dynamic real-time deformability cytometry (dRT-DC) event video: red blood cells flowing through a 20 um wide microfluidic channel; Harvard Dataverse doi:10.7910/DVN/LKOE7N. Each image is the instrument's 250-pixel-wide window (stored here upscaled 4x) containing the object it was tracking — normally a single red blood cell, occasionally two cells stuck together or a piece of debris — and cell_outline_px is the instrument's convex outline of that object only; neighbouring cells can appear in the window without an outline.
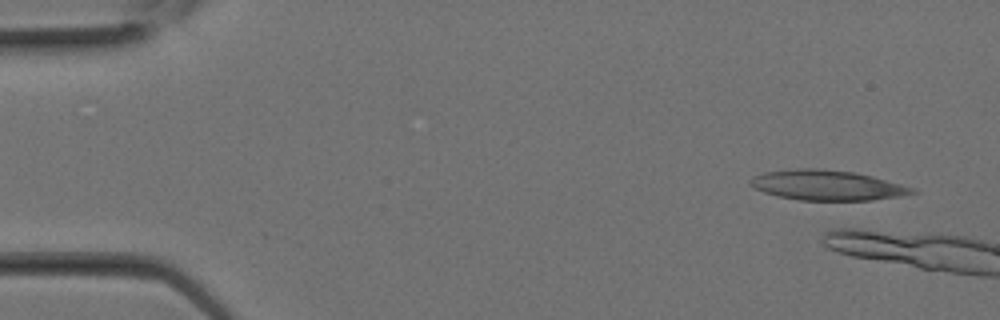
{"species": "Egyptian fruit bat (a non-hibernating species)", "species_latin": "Rousettus aegyptiacus", "temperature_condition": "room temperature", "stored_images_in_passage": 3, "camera_frame_rate_fps": 3000, "um_per_image_px": 0.085, "animal": {"sex": "female"}, "frame": {"image": 1, "passage_image": 1, "time_ms": 0.0, "image_size_px": [1000, 320], "cell_outline_px": [[920, 192], [900, 196], [872, 200], [800, 200], [776, 196], [764, 192], [748, 184], [748, 180], [752, 176], [764, 172], [796, 168], [816, 168], [852, 172], [872, 176], [916, 188]], "centroid_in_image_um": [70.29, 15.74], "position_along_channel_um": 14.7, "area_um2": 28.5}}